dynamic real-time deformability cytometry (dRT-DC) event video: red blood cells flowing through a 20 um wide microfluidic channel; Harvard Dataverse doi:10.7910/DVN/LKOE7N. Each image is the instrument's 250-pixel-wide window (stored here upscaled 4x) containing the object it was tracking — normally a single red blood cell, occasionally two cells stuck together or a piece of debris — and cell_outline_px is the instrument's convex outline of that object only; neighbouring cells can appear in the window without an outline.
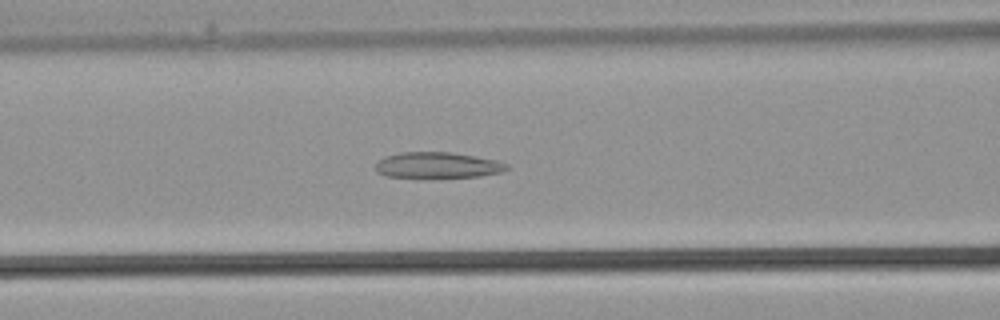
{"species": "common noctule bat (a hibernating species)", "species_latin": "Nyctalus noctula", "temperature_condition": "warm", "stored_images_in_passage": 35, "camera_frame_rate_fps": 3000, "um_per_image_px": 0.085, "animal": {"sex": "male", "body_mass_g": 21.5, "forearm_length_mm": 52.0}, "frame": {"image": 1, "passage_image": 14, "time_ms": 4.333, "image_size_px": [1000, 320], "cell_outline_px": [[512, 168], [500, 172], [480, 176], [416, 180], [384, 176], [376, 172], [376, 164], [384, 156], [400, 152], [452, 152], [496, 160], [508, 164]], "centroid_in_image_um": [37.15, 14.08], "position_along_channel_um": 129.5, "area_um2": 20.81}}
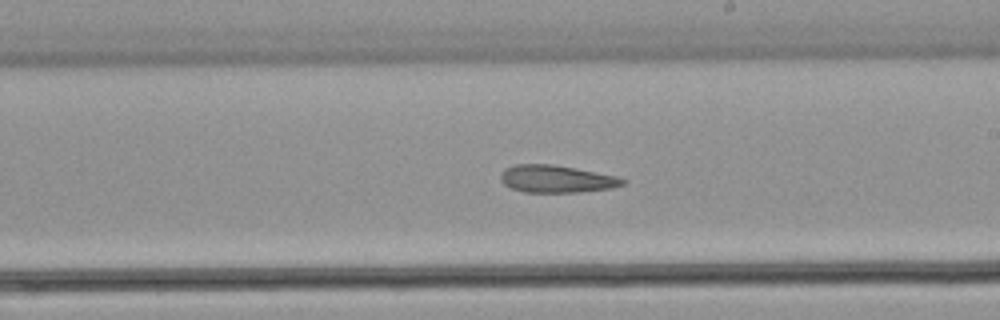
{"frame": {"image": 2, "passage_image": 20, "time_ms": 6.333, "image_size_px": [1000, 320], "cell_outline_px": [[628, 180], [624, 184], [612, 188], [580, 192], [524, 192], [512, 188], [504, 184], [500, 180], [500, 176], [504, 168], [516, 164], [552, 164], [616, 176]], "centroid_in_image_um": [47.29, 15.21], "position_along_channel_um": 241.7, "area_um2": 19.42}}
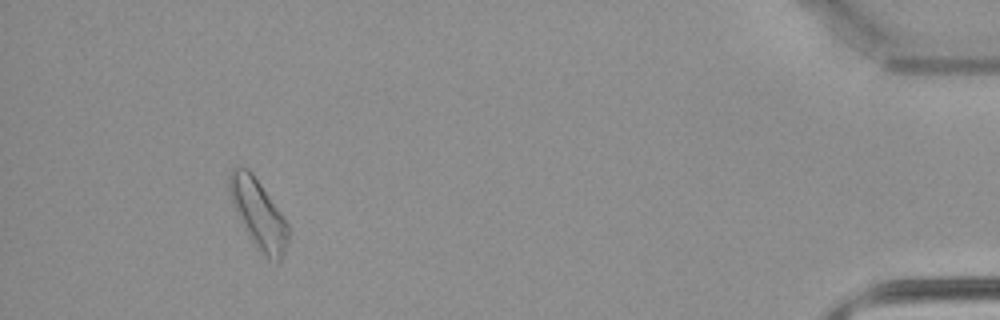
{"frame": {"image": 3, "passage_image": 33, "time_ms": 10.667, "image_size_px": [1000, 320], "cell_outline_px": [[288, 240], [284, 252], [280, 260], [276, 264], [268, 260], [260, 252], [252, 240], [232, 204], [228, 192], [228, 172], [232, 168], [248, 168], [252, 172], [284, 216], [288, 224]], "centroid_in_image_um": [21.96, 18.17], "position_along_channel_um": 413.2, "area_um2": 23.58}}